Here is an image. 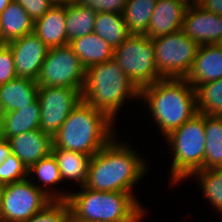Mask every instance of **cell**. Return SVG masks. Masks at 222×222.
<instances>
[{"label":"cell","instance_id":"obj_1","mask_svg":"<svg viewBox=\"0 0 222 222\" xmlns=\"http://www.w3.org/2000/svg\"><path fill=\"white\" fill-rule=\"evenodd\" d=\"M117 136L119 134L91 156L83 187L102 192L133 193L134 186L149 171L150 164L144 160L146 158Z\"/></svg>","mask_w":222,"mask_h":222},{"label":"cell","instance_id":"obj_2","mask_svg":"<svg viewBox=\"0 0 222 222\" xmlns=\"http://www.w3.org/2000/svg\"><path fill=\"white\" fill-rule=\"evenodd\" d=\"M140 101L163 138L198 113L194 87L185 78H162L143 87Z\"/></svg>","mask_w":222,"mask_h":222},{"label":"cell","instance_id":"obj_3","mask_svg":"<svg viewBox=\"0 0 222 222\" xmlns=\"http://www.w3.org/2000/svg\"><path fill=\"white\" fill-rule=\"evenodd\" d=\"M115 123L105 113L81 100L52 137V149L93 156L116 136Z\"/></svg>","mask_w":222,"mask_h":222},{"label":"cell","instance_id":"obj_4","mask_svg":"<svg viewBox=\"0 0 222 222\" xmlns=\"http://www.w3.org/2000/svg\"><path fill=\"white\" fill-rule=\"evenodd\" d=\"M81 94L85 103L105 113L114 122L126 101L140 100V90L113 58L86 68Z\"/></svg>","mask_w":222,"mask_h":222},{"label":"cell","instance_id":"obj_5","mask_svg":"<svg viewBox=\"0 0 222 222\" xmlns=\"http://www.w3.org/2000/svg\"><path fill=\"white\" fill-rule=\"evenodd\" d=\"M78 188L80 190L70 191L67 201L71 217L79 222L145 219L147 210L137 200L135 192H102Z\"/></svg>","mask_w":222,"mask_h":222},{"label":"cell","instance_id":"obj_6","mask_svg":"<svg viewBox=\"0 0 222 222\" xmlns=\"http://www.w3.org/2000/svg\"><path fill=\"white\" fill-rule=\"evenodd\" d=\"M170 148L169 186L183 183L193 172L204 170L205 114L197 113L165 138Z\"/></svg>","mask_w":222,"mask_h":222},{"label":"cell","instance_id":"obj_7","mask_svg":"<svg viewBox=\"0 0 222 222\" xmlns=\"http://www.w3.org/2000/svg\"><path fill=\"white\" fill-rule=\"evenodd\" d=\"M113 59L141 90L163 77L158 73L152 39L143 34H130L116 49Z\"/></svg>","mask_w":222,"mask_h":222},{"label":"cell","instance_id":"obj_8","mask_svg":"<svg viewBox=\"0 0 222 222\" xmlns=\"http://www.w3.org/2000/svg\"><path fill=\"white\" fill-rule=\"evenodd\" d=\"M158 73L163 78H185L199 45L183 30L152 39Z\"/></svg>","mask_w":222,"mask_h":222},{"label":"cell","instance_id":"obj_9","mask_svg":"<svg viewBox=\"0 0 222 222\" xmlns=\"http://www.w3.org/2000/svg\"><path fill=\"white\" fill-rule=\"evenodd\" d=\"M86 68L69 46L49 48L36 80L38 87H69L82 92Z\"/></svg>","mask_w":222,"mask_h":222},{"label":"cell","instance_id":"obj_10","mask_svg":"<svg viewBox=\"0 0 222 222\" xmlns=\"http://www.w3.org/2000/svg\"><path fill=\"white\" fill-rule=\"evenodd\" d=\"M52 201L28 178L4 185L1 222H24Z\"/></svg>","mask_w":222,"mask_h":222},{"label":"cell","instance_id":"obj_11","mask_svg":"<svg viewBox=\"0 0 222 222\" xmlns=\"http://www.w3.org/2000/svg\"><path fill=\"white\" fill-rule=\"evenodd\" d=\"M37 99L41 112L39 129L53 137L81 102L82 94L69 87H39Z\"/></svg>","mask_w":222,"mask_h":222},{"label":"cell","instance_id":"obj_12","mask_svg":"<svg viewBox=\"0 0 222 222\" xmlns=\"http://www.w3.org/2000/svg\"><path fill=\"white\" fill-rule=\"evenodd\" d=\"M13 53L17 77L36 81L49 48L34 33L7 43Z\"/></svg>","mask_w":222,"mask_h":222},{"label":"cell","instance_id":"obj_13","mask_svg":"<svg viewBox=\"0 0 222 222\" xmlns=\"http://www.w3.org/2000/svg\"><path fill=\"white\" fill-rule=\"evenodd\" d=\"M182 30L198 45L218 44L222 39V16L192 4L185 13Z\"/></svg>","mask_w":222,"mask_h":222},{"label":"cell","instance_id":"obj_14","mask_svg":"<svg viewBox=\"0 0 222 222\" xmlns=\"http://www.w3.org/2000/svg\"><path fill=\"white\" fill-rule=\"evenodd\" d=\"M188 7L179 0H156L154 12L144 35L154 39L182 30Z\"/></svg>","mask_w":222,"mask_h":222},{"label":"cell","instance_id":"obj_15","mask_svg":"<svg viewBox=\"0 0 222 222\" xmlns=\"http://www.w3.org/2000/svg\"><path fill=\"white\" fill-rule=\"evenodd\" d=\"M11 151L29 168L51 154L52 137L40 129H34L7 139Z\"/></svg>","mask_w":222,"mask_h":222},{"label":"cell","instance_id":"obj_16","mask_svg":"<svg viewBox=\"0 0 222 222\" xmlns=\"http://www.w3.org/2000/svg\"><path fill=\"white\" fill-rule=\"evenodd\" d=\"M222 78V48L218 44L199 45L185 79L194 88Z\"/></svg>","mask_w":222,"mask_h":222},{"label":"cell","instance_id":"obj_17","mask_svg":"<svg viewBox=\"0 0 222 222\" xmlns=\"http://www.w3.org/2000/svg\"><path fill=\"white\" fill-rule=\"evenodd\" d=\"M65 21L66 5L54 3L43 17L34 21L33 32L48 48L69 45Z\"/></svg>","mask_w":222,"mask_h":222},{"label":"cell","instance_id":"obj_18","mask_svg":"<svg viewBox=\"0 0 222 222\" xmlns=\"http://www.w3.org/2000/svg\"><path fill=\"white\" fill-rule=\"evenodd\" d=\"M27 178L52 200H67L70 194V191L67 192L66 188L58 189L57 185L62 184L63 181L57 161L52 153L31 165L28 168Z\"/></svg>","mask_w":222,"mask_h":222},{"label":"cell","instance_id":"obj_19","mask_svg":"<svg viewBox=\"0 0 222 222\" xmlns=\"http://www.w3.org/2000/svg\"><path fill=\"white\" fill-rule=\"evenodd\" d=\"M38 89L36 81L21 77L0 85V114L29 106L37 99Z\"/></svg>","mask_w":222,"mask_h":222},{"label":"cell","instance_id":"obj_20","mask_svg":"<svg viewBox=\"0 0 222 222\" xmlns=\"http://www.w3.org/2000/svg\"><path fill=\"white\" fill-rule=\"evenodd\" d=\"M40 115L38 99L29 106L0 114V137L8 139L27 131L39 129Z\"/></svg>","mask_w":222,"mask_h":222},{"label":"cell","instance_id":"obj_21","mask_svg":"<svg viewBox=\"0 0 222 222\" xmlns=\"http://www.w3.org/2000/svg\"><path fill=\"white\" fill-rule=\"evenodd\" d=\"M69 46L85 68L113 58L114 49L94 32L71 40Z\"/></svg>","mask_w":222,"mask_h":222},{"label":"cell","instance_id":"obj_22","mask_svg":"<svg viewBox=\"0 0 222 222\" xmlns=\"http://www.w3.org/2000/svg\"><path fill=\"white\" fill-rule=\"evenodd\" d=\"M33 26V20L15 0L0 14V34L6 44L32 33Z\"/></svg>","mask_w":222,"mask_h":222},{"label":"cell","instance_id":"obj_23","mask_svg":"<svg viewBox=\"0 0 222 222\" xmlns=\"http://www.w3.org/2000/svg\"><path fill=\"white\" fill-rule=\"evenodd\" d=\"M52 155L57 161L62 181L75 182L83 187L87 179L91 155L65 149H52Z\"/></svg>","mask_w":222,"mask_h":222},{"label":"cell","instance_id":"obj_24","mask_svg":"<svg viewBox=\"0 0 222 222\" xmlns=\"http://www.w3.org/2000/svg\"><path fill=\"white\" fill-rule=\"evenodd\" d=\"M94 33L105 40L112 49H116L129 35L123 14L97 12Z\"/></svg>","mask_w":222,"mask_h":222},{"label":"cell","instance_id":"obj_25","mask_svg":"<svg viewBox=\"0 0 222 222\" xmlns=\"http://www.w3.org/2000/svg\"><path fill=\"white\" fill-rule=\"evenodd\" d=\"M204 170L222 168V116L205 114Z\"/></svg>","mask_w":222,"mask_h":222},{"label":"cell","instance_id":"obj_26","mask_svg":"<svg viewBox=\"0 0 222 222\" xmlns=\"http://www.w3.org/2000/svg\"><path fill=\"white\" fill-rule=\"evenodd\" d=\"M97 12L78 3L66 4L65 29L68 41L94 32Z\"/></svg>","mask_w":222,"mask_h":222},{"label":"cell","instance_id":"obj_27","mask_svg":"<svg viewBox=\"0 0 222 222\" xmlns=\"http://www.w3.org/2000/svg\"><path fill=\"white\" fill-rule=\"evenodd\" d=\"M156 0H128L123 12L124 22L130 34H145Z\"/></svg>","mask_w":222,"mask_h":222},{"label":"cell","instance_id":"obj_28","mask_svg":"<svg viewBox=\"0 0 222 222\" xmlns=\"http://www.w3.org/2000/svg\"><path fill=\"white\" fill-rule=\"evenodd\" d=\"M194 177L207 202L222 215V168L198 170L188 178Z\"/></svg>","mask_w":222,"mask_h":222},{"label":"cell","instance_id":"obj_29","mask_svg":"<svg viewBox=\"0 0 222 222\" xmlns=\"http://www.w3.org/2000/svg\"><path fill=\"white\" fill-rule=\"evenodd\" d=\"M198 113L222 116V78L194 88Z\"/></svg>","mask_w":222,"mask_h":222},{"label":"cell","instance_id":"obj_30","mask_svg":"<svg viewBox=\"0 0 222 222\" xmlns=\"http://www.w3.org/2000/svg\"><path fill=\"white\" fill-rule=\"evenodd\" d=\"M70 217V206L67 200H52L24 222H68Z\"/></svg>","mask_w":222,"mask_h":222},{"label":"cell","instance_id":"obj_31","mask_svg":"<svg viewBox=\"0 0 222 222\" xmlns=\"http://www.w3.org/2000/svg\"><path fill=\"white\" fill-rule=\"evenodd\" d=\"M27 177L28 168L13 153L0 165V183L3 185L19 182Z\"/></svg>","mask_w":222,"mask_h":222},{"label":"cell","instance_id":"obj_32","mask_svg":"<svg viewBox=\"0 0 222 222\" xmlns=\"http://www.w3.org/2000/svg\"><path fill=\"white\" fill-rule=\"evenodd\" d=\"M15 64L13 53L10 47L5 44L0 48V85L16 78Z\"/></svg>","mask_w":222,"mask_h":222},{"label":"cell","instance_id":"obj_33","mask_svg":"<svg viewBox=\"0 0 222 222\" xmlns=\"http://www.w3.org/2000/svg\"><path fill=\"white\" fill-rule=\"evenodd\" d=\"M128 0H80L78 4L95 12H111L123 14Z\"/></svg>","mask_w":222,"mask_h":222},{"label":"cell","instance_id":"obj_34","mask_svg":"<svg viewBox=\"0 0 222 222\" xmlns=\"http://www.w3.org/2000/svg\"><path fill=\"white\" fill-rule=\"evenodd\" d=\"M27 12L33 22L43 17L54 5V0H15Z\"/></svg>","mask_w":222,"mask_h":222},{"label":"cell","instance_id":"obj_35","mask_svg":"<svg viewBox=\"0 0 222 222\" xmlns=\"http://www.w3.org/2000/svg\"><path fill=\"white\" fill-rule=\"evenodd\" d=\"M197 4L206 11L222 16V0H197Z\"/></svg>","mask_w":222,"mask_h":222},{"label":"cell","instance_id":"obj_36","mask_svg":"<svg viewBox=\"0 0 222 222\" xmlns=\"http://www.w3.org/2000/svg\"><path fill=\"white\" fill-rule=\"evenodd\" d=\"M12 154L9 142L7 139L0 137V165L6 158Z\"/></svg>","mask_w":222,"mask_h":222},{"label":"cell","instance_id":"obj_37","mask_svg":"<svg viewBox=\"0 0 222 222\" xmlns=\"http://www.w3.org/2000/svg\"><path fill=\"white\" fill-rule=\"evenodd\" d=\"M80 0H54V3H58V4H76L79 3Z\"/></svg>","mask_w":222,"mask_h":222},{"label":"cell","instance_id":"obj_38","mask_svg":"<svg viewBox=\"0 0 222 222\" xmlns=\"http://www.w3.org/2000/svg\"><path fill=\"white\" fill-rule=\"evenodd\" d=\"M12 0H0V14L6 9Z\"/></svg>","mask_w":222,"mask_h":222},{"label":"cell","instance_id":"obj_39","mask_svg":"<svg viewBox=\"0 0 222 222\" xmlns=\"http://www.w3.org/2000/svg\"><path fill=\"white\" fill-rule=\"evenodd\" d=\"M3 189H4V185L0 183V222H1V208H2Z\"/></svg>","mask_w":222,"mask_h":222},{"label":"cell","instance_id":"obj_40","mask_svg":"<svg viewBox=\"0 0 222 222\" xmlns=\"http://www.w3.org/2000/svg\"><path fill=\"white\" fill-rule=\"evenodd\" d=\"M179 1H181L182 3H184L188 6L197 3V0H179Z\"/></svg>","mask_w":222,"mask_h":222},{"label":"cell","instance_id":"obj_41","mask_svg":"<svg viewBox=\"0 0 222 222\" xmlns=\"http://www.w3.org/2000/svg\"><path fill=\"white\" fill-rule=\"evenodd\" d=\"M141 220H117V221H110V222H140ZM108 222V221H104Z\"/></svg>","mask_w":222,"mask_h":222},{"label":"cell","instance_id":"obj_42","mask_svg":"<svg viewBox=\"0 0 222 222\" xmlns=\"http://www.w3.org/2000/svg\"><path fill=\"white\" fill-rule=\"evenodd\" d=\"M6 43L3 41L1 34H0V48H2Z\"/></svg>","mask_w":222,"mask_h":222},{"label":"cell","instance_id":"obj_43","mask_svg":"<svg viewBox=\"0 0 222 222\" xmlns=\"http://www.w3.org/2000/svg\"><path fill=\"white\" fill-rule=\"evenodd\" d=\"M68 222H79V221H77L76 219H73L72 217H70Z\"/></svg>","mask_w":222,"mask_h":222},{"label":"cell","instance_id":"obj_44","mask_svg":"<svg viewBox=\"0 0 222 222\" xmlns=\"http://www.w3.org/2000/svg\"><path fill=\"white\" fill-rule=\"evenodd\" d=\"M218 45L222 48V39H221V41L218 43Z\"/></svg>","mask_w":222,"mask_h":222}]
</instances>
